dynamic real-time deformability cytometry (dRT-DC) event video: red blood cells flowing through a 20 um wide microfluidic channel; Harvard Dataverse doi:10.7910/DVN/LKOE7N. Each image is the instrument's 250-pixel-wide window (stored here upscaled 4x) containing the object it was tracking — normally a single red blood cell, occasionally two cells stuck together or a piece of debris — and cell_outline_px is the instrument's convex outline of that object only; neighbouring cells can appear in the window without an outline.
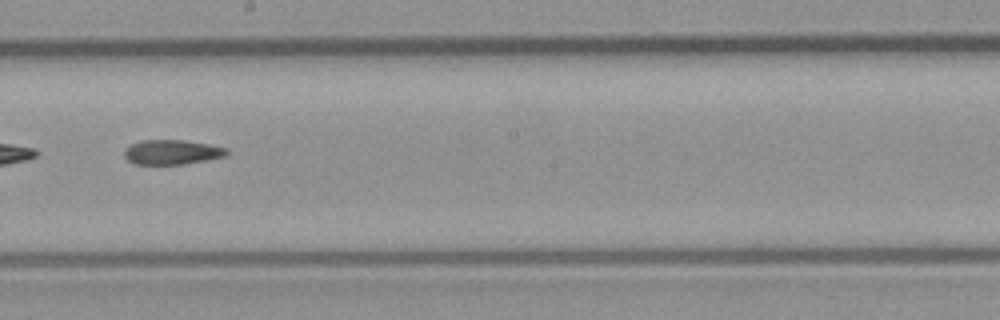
{"species": "common noctule bat (a hibernating species)", "species_latin": "Nyctalus noctula", "temperature_condition": "room temperature", "stored_images_in_passage": 8, "camera_frame_rate_fps": 3000, "um_per_image_px": 0.085, "animal": {"sex": "male", "body_mass_g": 23.1, "forearm_length_mm": 52.7}, "frame": {"image": 1, "passage_image": 8, "time_ms": 2.333, "image_size_px": [1000, 320], "cell_outline_px": [[228, 152], [224, 156], [184, 164], [136, 164], [128, 160], [124, 156], [124, 152], [132, 144], [144, 140], [184, 140], [208, 144], [228, 148]], "centroid_in_image_um": [14.63, 12.93], "position_along_channel_um": 233.6, "area_um2": 14.45}}